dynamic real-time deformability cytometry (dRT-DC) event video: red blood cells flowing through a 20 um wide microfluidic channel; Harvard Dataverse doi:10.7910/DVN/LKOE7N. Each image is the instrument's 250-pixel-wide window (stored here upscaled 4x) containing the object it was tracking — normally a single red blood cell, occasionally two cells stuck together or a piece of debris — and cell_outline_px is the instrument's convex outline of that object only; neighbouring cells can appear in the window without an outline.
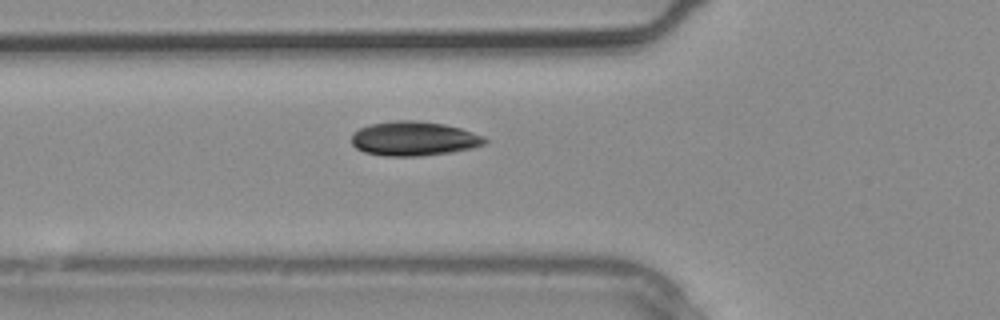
{"species": "common noctule bat (a hibernating species)", "species_latin": "Nyctalus noctula", "temperature_condition": "warm", "stored_images_in_passage": 3, "camera_frame_rate_fps": 3000, "um_per_image_px": 0.085, "animal": {"sex": "male", "body_mass_g": 20.4}, "frame": {"image": 1, "passage_image": 3, "time_ms": 0.667, "image_size_px": [1000, 320], "cell_outline_px": [[488, 140], [484, 144], [472, 148], [452, 152], [420, 156], [384, 156], [364, 152], [356, 148], [352, 144], [352, 136], [360, 128], [372, 124], [396, 120], [416, 120], [444, 124], [460, 128], [484, 136]], "centroid_in_image_um": [35.2, 11.79], "position_along_channel_um": 90.6, "area_um2": 26.59}}